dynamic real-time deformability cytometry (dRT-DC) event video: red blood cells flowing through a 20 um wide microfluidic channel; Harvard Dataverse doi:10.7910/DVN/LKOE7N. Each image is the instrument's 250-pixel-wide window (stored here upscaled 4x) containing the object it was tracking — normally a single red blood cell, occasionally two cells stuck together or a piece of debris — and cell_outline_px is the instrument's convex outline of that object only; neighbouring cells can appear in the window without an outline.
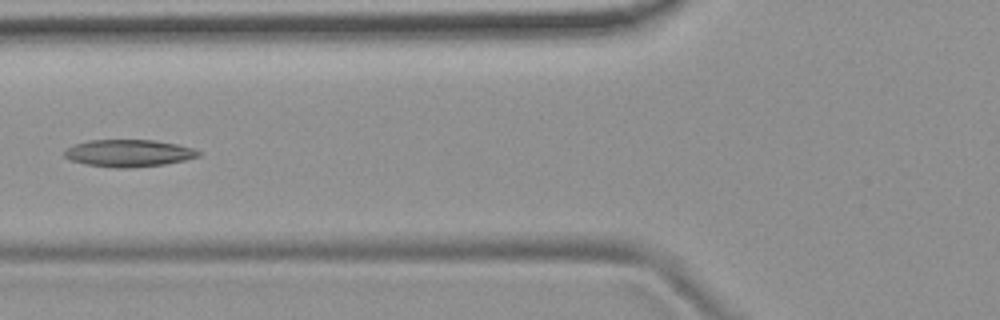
{"species": "common noctule bat (a hibernating species)", "species_latin": "Nyctalus noctula", "temperature_condition": "room temperature", "stored_images_in_passage": 6, "camera_frame_rate_fps": 3000, "um_per_image_px": 0.085, "animal": {"sex": "female", "body_mass_g": 19.9}, "frame": {"image": 1, "passage_image": 6, "time_ms": 6.333, "image_size_px": [1000, 320], "cell_outline_px": [[200, 156], [184, 160], [164, 164], [128, 168], [112, 168], [84, 164], [72, 160], [64, 156], [64, 152], [68, 148], [76, 144], [88, 140], [152, 140], [176, 144], [192, 148], [200, 152]], "centroid_in_image_um": [10.92, 13.02], "position_along_channel_um": 114.9, "area_um2": 21.04}}